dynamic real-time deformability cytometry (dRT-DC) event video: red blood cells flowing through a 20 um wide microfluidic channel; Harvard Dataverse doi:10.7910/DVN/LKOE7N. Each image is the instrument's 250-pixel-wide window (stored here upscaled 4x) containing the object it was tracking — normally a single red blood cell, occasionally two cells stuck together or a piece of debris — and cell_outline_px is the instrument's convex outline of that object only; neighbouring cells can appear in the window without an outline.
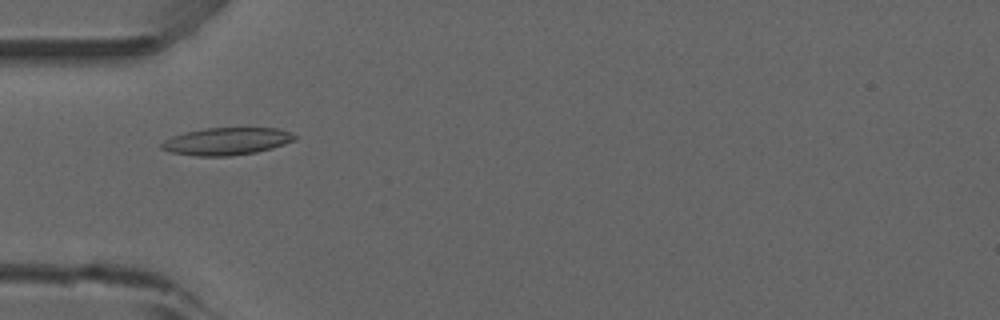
{"species": "common noctule bat (a hibernating species)", "species_latin": "Nyctalus noctula", "temperature_condition": "room temperature", "stored_images_in_passage": 5, "camera_frame_rate_fps": 3000, "um_per_image_px": 0.085, "animal": {"sex": "male", "forearm_length_mm": 52.5}, "frame": {"image": 1, "passage_image": 5, "time_ms": 4.667, "image_size_px": [1000, 320], "cell_outline_px": [[296, 140], [272, 148], [256, 152], [232, 156], [196, 156], [168, 152], [160, 148], [160, 144], [164, 140], [172, 136], [184, 132], [204, 128], [280, 128], [296, 136]], "centroid_in_image_um": [19.22, 12.01], "position_along_channel_um": 65.8, "area_um2": 21.39}}